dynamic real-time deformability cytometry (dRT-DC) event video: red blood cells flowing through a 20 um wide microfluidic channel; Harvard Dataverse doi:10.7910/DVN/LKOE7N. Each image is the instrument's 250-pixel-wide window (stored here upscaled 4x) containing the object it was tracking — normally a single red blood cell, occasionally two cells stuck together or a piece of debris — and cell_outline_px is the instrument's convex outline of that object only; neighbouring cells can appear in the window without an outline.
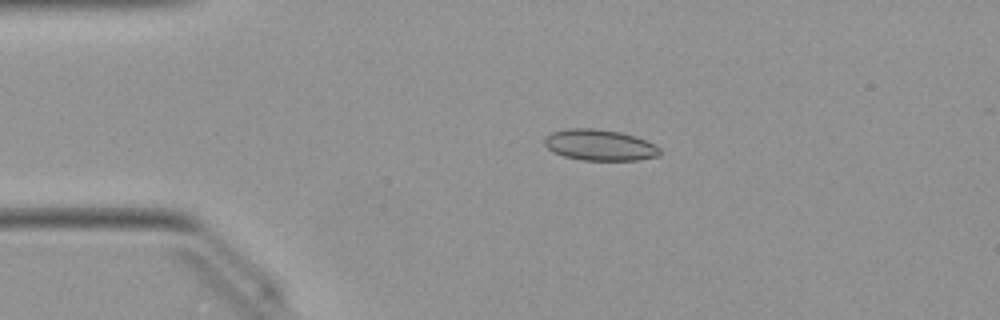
{"species": "Egyptian fruit bat (a non-hibernating species)", "species_latin": "Rousettus aegyptiacus", "temperature_condition": "warm", "stored_images_in_passage": 50, "camera_frame_rate_fps": 3000, "um_per_image_px": 0.085, "animal": {"sex": "female"}, "frame": {"image": 1, "passage_image": 10, "time_ms": 3.0, "image_size_px": [1000, 320], "cell_outline_px": [[660, 156], [636, 160], [580, 160], [564, 156], [552, 152], [544, 144], [544, 140], [552, 132], [568, 128], [592, 128], [620, 132], [636, 136], [656, 144], [660, 148]], "centroid_in_image_um": [51.0, 12.33], "position_along_channel_um": 34.0, "area_um2": 20.98}}
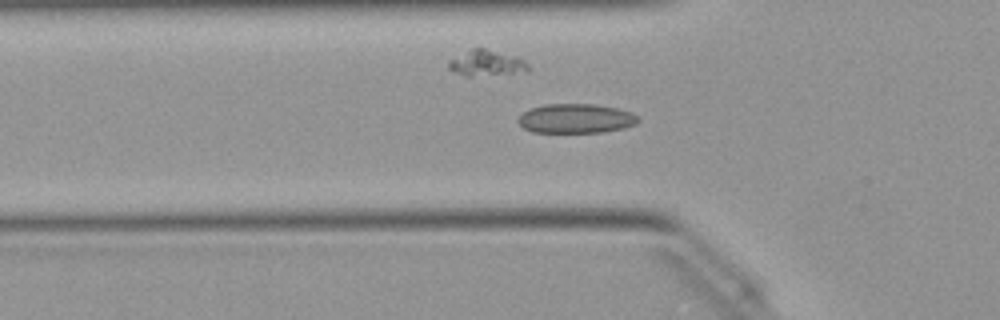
{"frame": {"image": 2, "passage_image": 16, "time_ms": 5.0, "image_size_px": [1000, 320], "cell_outline_px": [[640, 120], [636, 124], [624, 128], [604, 132], [532, 132], [524, 128], [516, 120], [524, 112], [532, 108], [544, 104], [592, 104], [620, 108], [632, 112]], "centroid_in_image_um": [48.98, 10.07], "position_along_channel_um": 76.8, "area_um2": 20.58}}
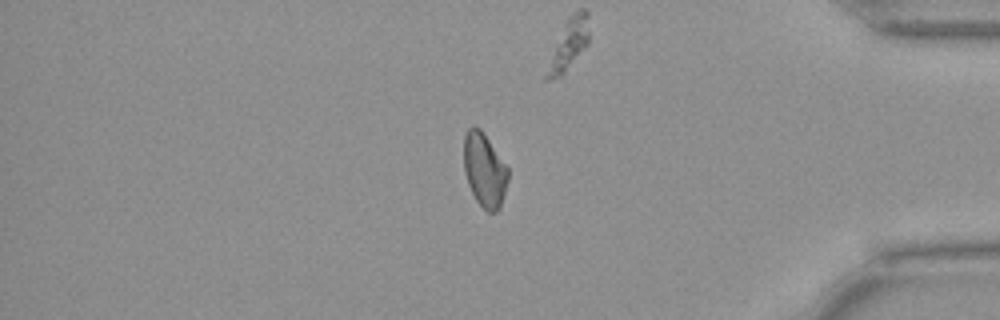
{"frame": {"image": 3, "passage_image": 42, "time_ms": 13.667, "image_size_px": [1000, 320], "cell_outline_px": [[508, 180], [500, 208], [496, 212], [488, 212], [476, 200], [468, 184], [464, 172], [464, 136], [468, 128], [472, 124], [480, 128], [484, 132], [508, 168]], "centroid_in_image_um": [41.17, 14.42], "position_along_channel_um": 394.0, "area_um2": 19.13}, "authors_computed_cell_mechanics": {"area_um2": 19.5942, "velocity_mm_per_s": 4.0358, "shape_relaxation_time_tau1_ms": null, "shape_relaxation_time_tau2_ms": 5.469, "deformation_change_tau1": null, "deformation_change_tau2": 0.0991}}